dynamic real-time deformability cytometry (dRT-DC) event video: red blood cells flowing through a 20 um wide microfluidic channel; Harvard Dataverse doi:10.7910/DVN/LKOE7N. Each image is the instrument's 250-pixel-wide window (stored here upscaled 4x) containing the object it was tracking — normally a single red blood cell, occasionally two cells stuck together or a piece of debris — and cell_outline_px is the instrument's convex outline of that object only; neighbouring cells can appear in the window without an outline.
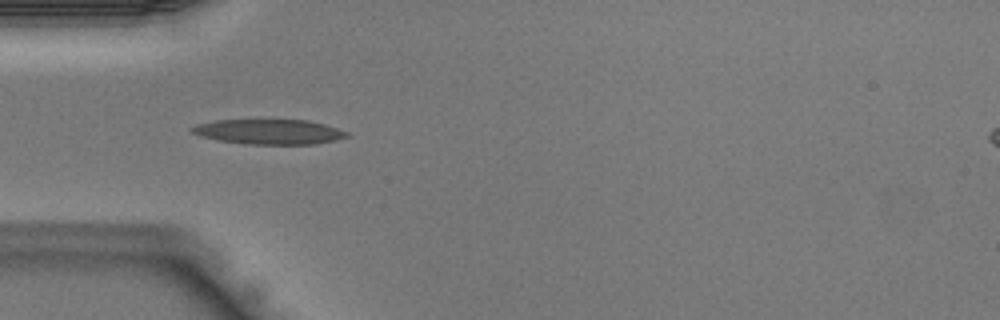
{"species": "Egyptian fruit bat (a non-hibernating species)", "species_latin": "Rousettus aegyptiacus", "temperature_condition": "warm", "stored_images_in_passage": 30, "camera_frame_rate_fps": 3000, "um_per_image_px": 0.085, "animal": {"sex": "male"}, "frame": {"image": 1, "passage_image": 1, "time_ms": 0.0, "image_size_px": [1000, 320], "cell_outline_px": [[352, 136], [336, 140], [316, 144], [248, 144], [220, 140], [200, 136], [192, 132], [192, 128], [196, 124], [216, 120], [308, 120], [324, 124], [348, 132]], "centroid_in_image_um": [22.93, 11.2], "position_along_channel_um": 62.1, "area_um2": 22.43}}
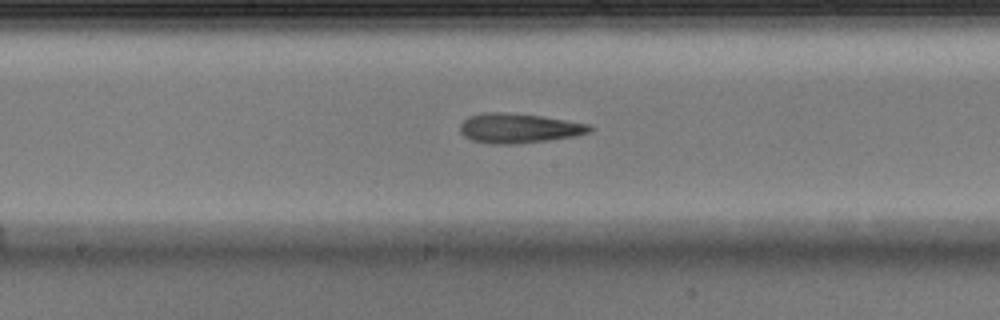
{"frame": {"image": 2, "passage_image": 10, "time_ms": 3.0, "image_size_px": [1000, 320], "cell_outline_px": [[596, 128], [592, 132], [576, 136], [548, 140], [516, 144], [492, 144], [472, 140], [464, 136], [460, 132], [460, 124], [468, 116], [484, 112], [504, 112], [540, 116], [568, 120], [588, 124]], "centroid_in_image_um": [44.12, 10.9], "position_along_channel_um": 204.1, "area_um2": 22.6}}
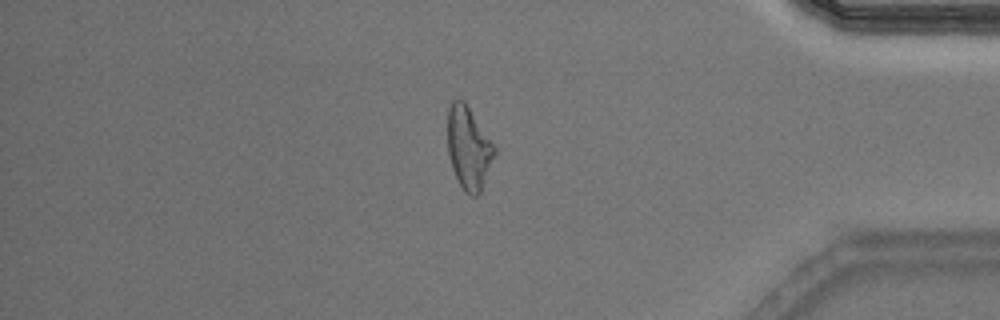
{"frame": {"image": 3, "passage_image": 24, "time_ms": 7.667, "image_size_px": [1000, 320], "cell_outline_px": [[496, 152], [480, 192], [476, 196], [472, 196], [464, 192], [452, 168], [448, 156], [448, 108], [452, 100], [464, 100], [496, 148]], "centroid_in_image_um": [39.82, 12.58], "position_along_channel_um": 395.4, "area_um2": 22.31}}